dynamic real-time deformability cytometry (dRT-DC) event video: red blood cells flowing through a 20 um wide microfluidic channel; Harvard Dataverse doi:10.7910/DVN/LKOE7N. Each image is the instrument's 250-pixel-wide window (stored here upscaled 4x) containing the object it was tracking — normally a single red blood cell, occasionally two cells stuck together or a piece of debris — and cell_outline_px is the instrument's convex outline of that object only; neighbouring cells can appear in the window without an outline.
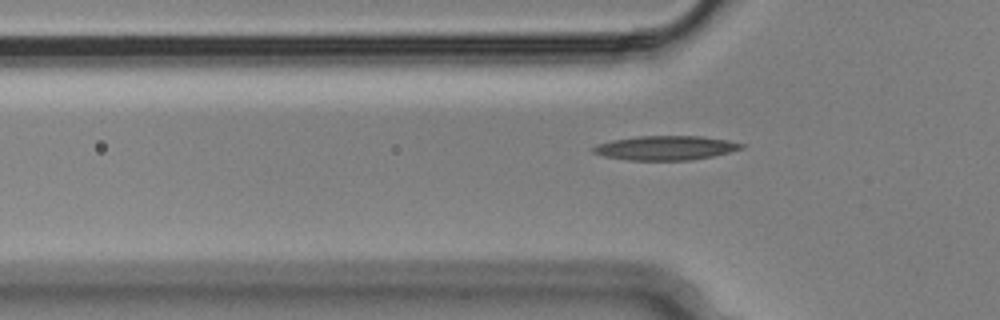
{"species": "Egyptian fruit bat (a non-hibernating species)", "species_latin": "Rousettus aegyptiacus", "temperature_condition": "cold", "stored_images_in_passage": 36, "camera_frame_rate_fps": 3000, "um_per_image_px": 0.085, "animal": {"sex": "male"}, "frame": {"image": 1, "passage_image": 2, "time_ms": 0.333, "image_size_px": [1000, 320], "cell_outline_px": [[748, 144], [744, 148], [712, 156], [688, 160], [628, 160], [604, 156], [592, 152], [592, 148], [596, 144], [612, 140], [636, 136], [700, 136], [728, 140]], "centroid_in_image_um": [56.58, 12.56], "position_along_channel_um": 69.2, "area_um2": 20.98}}
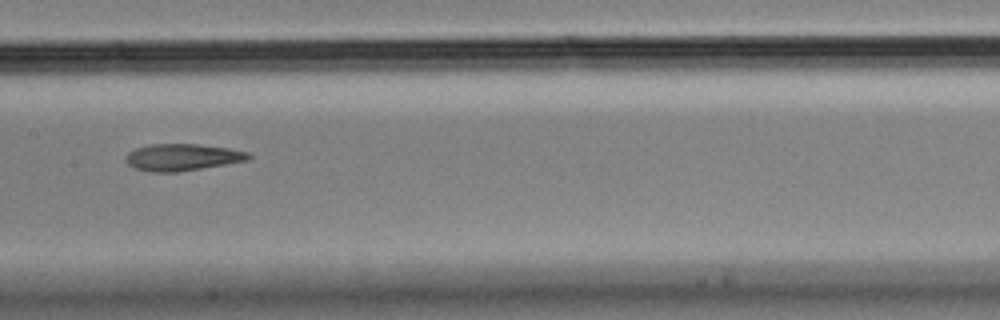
{"frame": {"image": 2, "passage_image": 12, "time_ms": 3.667, "image_size_px": [1000, 320], "cell_outline_px": [[252, 156], [248, 160], [176, 172], [152, 172], [136, 168], [128, 164], [124, 160], [124, 156], [128, 152], [136, 148], [152, 144], [200, 144], [228, 148], [248, 152]], "centroid_in_image_um": [15.47, 13.35], "position_along_channel_um": 191.9, "area_um2": 19.07}}
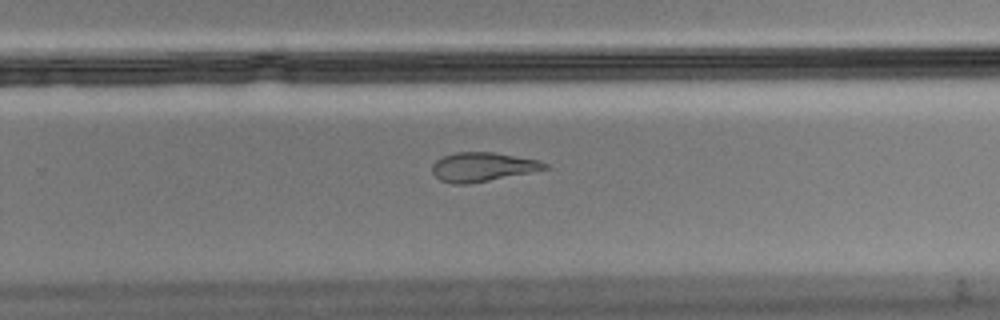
{"frame": {"image": 3, "passage_image": 20, "time_ms": 6.333, "image_size_px": [1000, 320], "cell_outline_px": [[552, 168], [468, 184], [452, 184], [440, 180], [432, 172], [432, 164], [440, 156], [456, 152], [492, 152], [540, 160], [548, 164]], "centroid_in_image_um": [41.01, 14.18], "position_along_channel_um": 288.8, "area_um2": 19.19}, "authors_computed_cell_mechanics": {"area_um2": 19.652, "velocity_mm_per_s": 3.654, "shape_relaxation_time_tau1_ms": null, "shape_relaxation_time_tau2_ms": 2.6437, "deformation_change_tau1": null, "deformation_change_tau2": 0.0996}}